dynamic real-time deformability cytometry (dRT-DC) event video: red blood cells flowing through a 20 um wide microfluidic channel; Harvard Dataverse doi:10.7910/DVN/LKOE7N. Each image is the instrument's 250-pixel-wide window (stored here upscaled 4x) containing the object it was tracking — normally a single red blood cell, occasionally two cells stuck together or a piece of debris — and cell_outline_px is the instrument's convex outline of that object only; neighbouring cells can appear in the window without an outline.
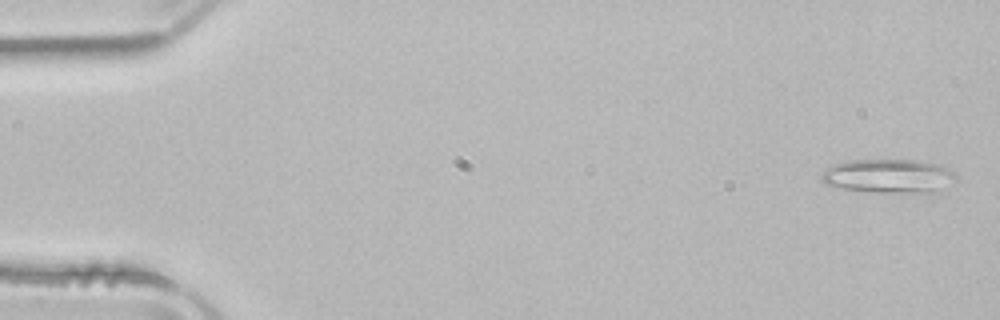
{"species": "common noctule bat (a hibernating species)", "species_latin": "Nyctalus noctula", "temperature_condition": "room temperature", "stored_images_in_passage": 51, "camera_frame_rate_fps": 3000, "um_per_image_px": 0.085, "animal": {"sex": "male", "body_mass_g": 21.5, "forearm_length_mm": 52.0}, "frame": {"image": 1, "passage_image": 1, "time_ms": 0.0, "image_size_px": [1000, 320], "cell_outline_px": [[956, 180], [932, 192], [916, 196], [872, 192], [840, 188], [824, 184], [820, 180], [820, 172], [836, 164], [848, 160], [912, 160], [936, 164], [948, 168], [956, 172]], "centroid_in_image_um": [75.53, 15.01], "position_along_channel_um": 9.5, "area_um2": 27.28}}
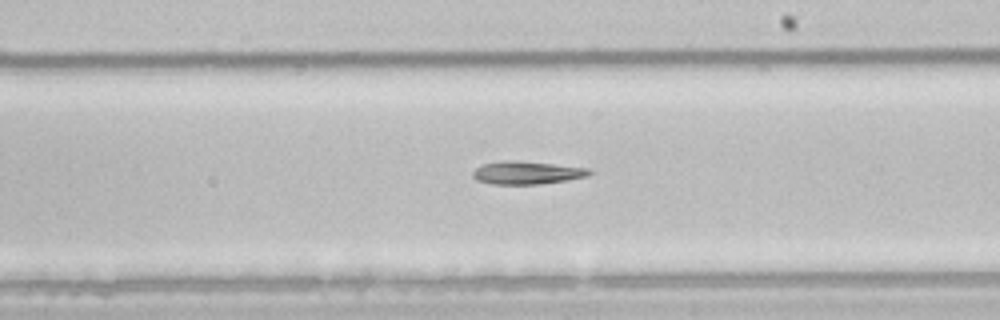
{"frame": {"image": 2, "passage_image": 29, "time_ms": 9.333, "image_size_px": [1000, 320], "cell_outline_px": [[592, 172], [588, 176], [568, 180], [540, 184], [492, 184], [476, 180], [472, 176], [472, 172], [476, 168], [484, 164], [504, 160], [516, 160], [592, 168]], "centroid_in_image_um": [44.81, 14.68], "position_along_channel_um": 244.2, "area_um2": 15.72}}
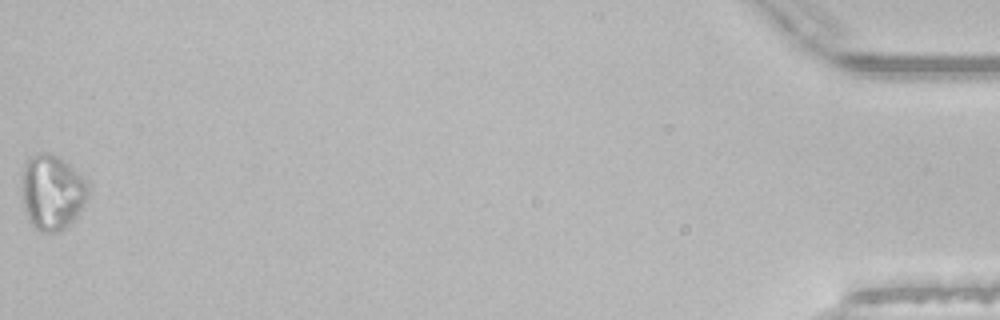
{"frame": {"image": 3, "passage_image": 51, "time_ms": 16.667, "image_size_px": [1000, 320], "cell_outline_px": [[88, 196], [84, 204], [76, 216], [60, 232], [40, 232], [28, 220], [24, 212], [20, 188], [20, 180], [24, 164], [28, 156], [36, 152], [48, 152], [60, 156], [88, 184]], "centroid_in_image_um": [4.35, 16.31], "position_along_channel_um": 430.8, "area_um2": 29.54}}